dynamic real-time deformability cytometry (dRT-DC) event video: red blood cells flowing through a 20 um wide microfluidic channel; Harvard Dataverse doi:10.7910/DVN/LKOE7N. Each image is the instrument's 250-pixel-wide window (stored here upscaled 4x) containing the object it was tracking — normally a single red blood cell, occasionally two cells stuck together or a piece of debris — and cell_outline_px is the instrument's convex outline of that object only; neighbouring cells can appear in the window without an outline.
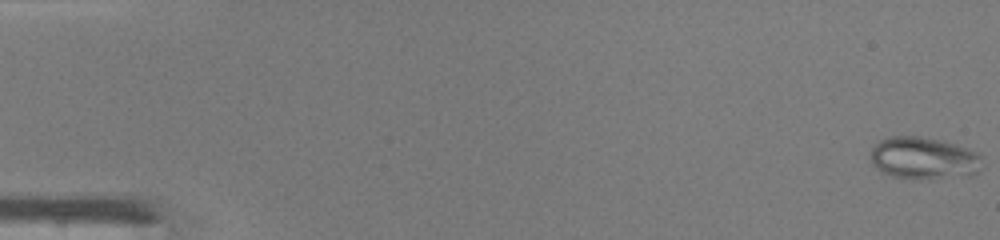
{"species": "common noctule bat (a hibernating species)", "species_latin": "Nyctalus noctula", "temperature_condition": "warm", "stored_images_in_passage": 48, "camera_frame_rate_fps": 3000, "um_per_image_px": 0.085, "animal": {"sex": "male", "body_mass_g": 19.0, "forearm_length_mm": 50.8}, "frame": {"image": 1, "passage_image": 1, "time_ms": 0.0, "image_size_px": [1000, 240], "cell_outline_px": [[980, 172], [972, 176], [932, 180], [892, 176], [880, 172], [872, 164], [872, 148], [880, 140], [888, 136], [920, 136], [944, 140], [980, 152]], "centroid_in_image_um": [78.57, 13.46], "position_along_channel_um": 6.4, "area_um2": 28.09}}
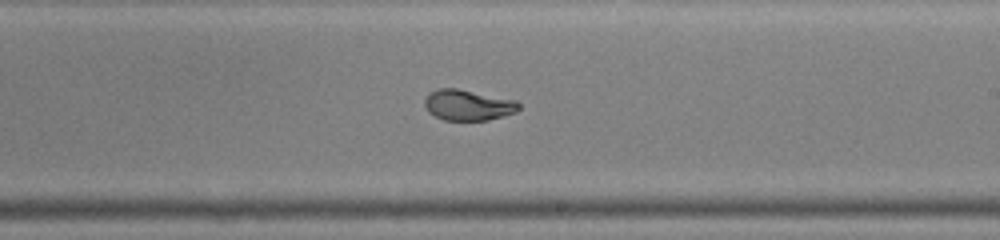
{"frame": {"image": 2, "passage_image": 29, "time_ms": 9.333, "image_size_px": [1000, 240], "cell_outline_px": [[520, 108], [516, 112], [488, 120], [444, 120], [428, 112], [424, 104], [424, 100], [436, 88], [456, 88], [516, 100], [520, 104]], "centroid_in_image_um": [39.79, 8.93], "position_along_channel_um": 249.2, "area_um2": 16.76}}
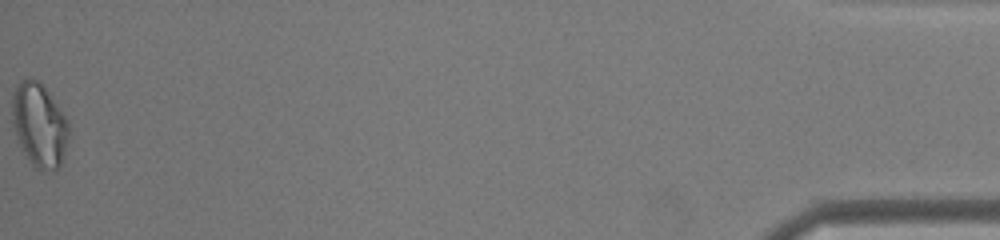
{"frame": {"image": 3, "passage_image": 48, "time_ms": 15.667, "image_size_px": [1000, 240], "cell_outline_px": [[68, 136], [64, 152], [60, 164], [56, 172], [36, 168], [32, 164], [20, 148], [16, 140], [12, 124], [12, 96], [16, 84], [20, 80], [28, 76], [36, 80], [48, 92], [68, 120]], "centroid_in_image_um": [3.3, 10.62], "position_along_channel_um": 431.9, "area_um2": 27.69}, "authors_computed_cell_mechanics": {"area_um2": 20.3456, "velocity_mm_per_s": 4.3488, "shape_relaxation_time_tau1_ms": 10.9575, "shape_relaxation_time_tau2_ms": null, "deformation_change_tau1": 0.3972, "deformation_change_tau2": null}}